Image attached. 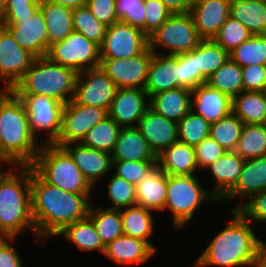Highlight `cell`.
I'll list each match as a JSON object with an SVG mask.
<instances>
[{
	"label": "cell",
	"mask_w": 266,
	"mask_h": 267,
	"mask_svg": "<svg viewBox=\"0 0 266 267\" xmlns=\"http://www.w3.org/2000/svg\"><path fill=\"white\" fill-rule=\"evenodd\" d=\"M90 194L63 191L45 182L31 167V213L37 243L88 217Z\"/></svg>",
	"instance_id": "obj_1"
},
{
	"label": "cell",
	"mask_w": 266,
	"mask_h": 267,
	"mask_svg": "<svg viewBox=\"0 0 266 267\" xmlns=\"http://www.w3.org/2000/svg\"><path fill=\"white\" fill-rule=\"evenodd\" d=\"M33 135L24 103L11 90L0 92V162L30 166L43 144Z\"/></svg>",
	"instance_id": "obj_2"
},
{
	"label": "cell",
	"mask_w": 266,
	"mask_h": 267,
	"mask_svg": "<svg viewBox=\"0 0 266 267\" xmlns=\"http://www.w3.org/2000/svg\"><path fill=\"white\" fill-rule=\"evenodd\" d=\"M233 219L208 244L194 267L221 266L237 267L255 265L259 243L252 227L238 210L230 209Z\"/></svg>",
	"instance_id": "obj_3"
},
{
	"label": "cell",
	"mask_w": 266,
	"mask_h": 267,
	"mask_svg": "<svg viewBox=\"0 0 266 267\" xmlns=\"http://www.w3.org/2000/svg\"><path fill=\"white\" fill-rule=\"evenodd\" d=\"M0 168V237L16 238L29 229L36 236L31 213V166ZM21 168V169H20Z\"/></svg>",
	"instance_id": "obj_4"
},
{
	"label": "cell",
	"mask_w": 266,
	"mask_h": 267,
	"mask_svg": "<svg viewBox=\"0 0 266 267\" xmlns=\"http://www.w3.org/2000/svg\"><path fill=\"white\" fill-rule=\"evenodd\" d=\"M77 75L73 69L43 56L35 58L11 91L15 95L48 96L66 104L73 99Z\"/></svg>",
	"instance_id": "obj_5"
},
{
	"label": "cell",
	"mask_w": 266,
	"mask_h": 267,
	"mask_svg": "<svg viewBox=\"0 0 266 267\" xmlns=\"http://www.w3.org/2000/svg\"><path fill=\"white\" fill-rule=\"evenodd\" d=\"M32 169L47 183L70 193H91L93 187L70 154L54 144L41 146Z\"/></svg>",
	"instance_id": "obj_6"
},
{
	"label": "cell",
	"mask_w": 266,
	"mask_h": 267,
	"mask_svg": "<svg viewBox=\"0 0 266 267\" xmlns=\"http://www.w3.org/2000/svg\"><path fill=\"white\" fill-rule=\"evenodd\" d=\"M199 178L194 176L167 175V191L164 211L170 209L176 229H180L193 218L194 212L206 200L218 201L201 187Z\"/></svg>",
	"instance_id": "obj_7"
},
{
	"label": "cell",
	"mask_w": 266,
	"mask_h": 267,
	"mask_svg": "<svg viewBox=\"0 0 266 267\" xmlns=\"http://www.w3.org/2000/svg\"><path fill=\"white\" fill-rule=\"evenodd\" d=\"M202 40L189 12L172 14L148 36V47L154 54L161 47L170 50L168 55H180L194 50Z\"/></svg>",
	"instance_id": "obj_8"
},
{
	"label": "cell",
	"mask_w": 266,
	"mask_h": 267,
	"mask_svg": "<svg viewBox=\"0 0 266 267\" xmlns=\"http://www.w3.org/2000/svg\"><path fill=\"white\" fill-rule=\"evenodd\" d=\"M47 57L80 73L86 69L99 67L100 46L73 30L63 41L50 46Z\"/></svg>",
	"instance_id": "obj_9"
},
{
	"label": "cell",
	"mask_w": 266,
	"mask_h": 267,
	"mask_svg": "<svg viewBox=\"0 0 266 267\" xmlns=\"http://www.w3.org/2000/svg\"><path fill=\"white\" fill-rule=\"evenodd\" d=\"M107 116L105 109L70 100L63 107L60 132L52 144L62 147L65 144L81 143L89 130Z\"/></svg>",
	"instance_id": "obj_10"
},
{
	"label": "cell",
	"mask_w": 266,
	"mask_h": 267,
	"mask_svg": "<svg viewBox=\"0 0 266 267\" xmlns=\"http://www.w3.org/2000/svg\"><path fill=\"white\" fill-rule=\"evenodd\" d=\"M0 25L11 33L22 48L36 58L47 56L49 35L40 9L31 17H2Z\"/></svg>",
	"instance_id": "obj_11"
},
{
	"label": "cell",
	"mask_w": 266,
	"mask_h": 267,
	"mask_svg": "<svg viewBox=\"0 0 266 267\" xmlns=\"http://www.w3.org/2000/svg\"><path fill=\"white\" fill-rule=\"evenodd\" d=\"M26 108L30 129L36 137V133L45 132V143L52 144L58 137L62 111L65 104L60 101L43 95H16Z\"/></svg>",
	"instance_id": "obj_12"
},
{
	"label": "cell",
	"mask_w": 266,
	"mask_h": 267,
	"mask_svg": "<svg viewBox=\"0 0 266 267\" xmlns=\"http://www.w3.org/2000/svg\"><path fill=\"white\" fill-rule=\"evenodd\" d=\"M117 89L100 66L86 69L76 77L72 100L77 104L99 107L108 112Z\"/></svg>",
	"instance_id": "obj_13"
},
{
	"label": "cell",
	"mask_w": 266,
	"mask_h": 267,
	"mask_svg": "<svg viewBox=\"0 0 266 267\" xmlns=\"http://www.w3.org/2000/svg\"><path fill=\"white\" fill-rule=\"evenodd\" d=\"M153 55L147 47L142 53L127 59L100 58L99 66L117 88L144 89Z\"/></svg>",
	"instance_id": "obj_14"
},
{
	"label": "cell",
	"mask_w": 266,
	"mask_h": 267,
	"mask_svg": "<svg viewBox=\"0 0 266 267\" xmlns=\"http://www.w3.org/2000/svg\"><path fill=\"white\" fill-rule=\"evenodd\" d=\"M148 47V37L138 28L121 21L107 27L100 45V58L127 59Z\"/></svg>",
	"instance_id": "obj_15"
},
{
	"label": "cell",
	"mask_w": 266,
	"mask_h": 267,
	"mask_svg": "<svg viewBox=\"0 0 266 267\" xmlns=\"http://www.w3.org/2000/svg\"><path fill=\"white\" fill-rule=\"evenodd\" d=\"M35 58L17 43L5 27L0 25V77L6 83L2 90H11Z\"/></svg>",
	"instance_id": "obj_16"
},
{
	"label": "cell",
	"mask_w": 266,
	"mask_h": 267,
	"mask_svg": "<svg viewBox=\"0 0 266 267\" xmlns=\"http://www.w3.org/2000/svg\"><path fill=\"white\" fill-rule=\"evenodd\" d=\"M149 99L145 89L118 88L108 110V116L120 127H137L150 107Z\"/></svg>",
	"instance_id": "obj_17"
},
{
	"label": "cell",
	"mask_w": 266,
	"mask_h": 267,
	"mask_svg": "<svg viewBox=\"0 0 266 267\" xmlns=\"http://www.w3.org/2000/svg\"><path fill=\"white\" fill-rule=\"evenodd\" d=\"M137 128L156 156L178 141L177 123L166 119L150 107L138 122Z\"/></svg>",
	"instance_id": "obj_18"
},
{
	"label": "cell",
	"mask_w": 266,
	"mask_h": 267,
	"mask_svg": "<svg viewBox=\"0 0 266 267\" xmlns=\"http://www.w3.org/2000/svg\"><path fill=\"white\" fill-rule=\"evenodd\" d=\"M231 0H195L189 13L202 39H213L230 16Z\"/></svg>",
	"instance_id": "obj_19"
},
{
	"label": "cell",
	"mask_w": 266,
	"mask_h": 267,
	"mask_svg": "<svg viewBox=\"0 0 266 267\" xmlns=\"http://www.w3.org/2000/svg\"><path fill=\"white\" fill-rule=\"evenodd\" d=\"M71 145V146H70ZM62 146L73 158L85 179L94 188L100 177L112 170L113 162L110 153L83 146L81 143Z\"/></svg>",
	"instance_id": "obj_20"
},
{
	"label": "cell",
	"mask_w": 266,
	"mask_h": 267,
	"mask_svg": "<svg viewBox=\"0 0 266 267\" xmlns=\"http://www.w3.org/2000/svg\"><path fill=\"white\" fill-rule=\"evenodd\" d=\"M191 98V110L210 124L232 112L233 99L206 83L194 88Z\"/></svg>",
	"instance_id": "obj_21"
},
{
	"label": "cell",
	"mask_w": 266,
	"mask_h": 267,
	"mask_svg": "<svg viewBox=\"0 0 266 267\" xmlns=\"http://www.w3.org/2000/svg\"><path fill=\"white\" fill-rule=\"evenodd\" d=\"M179 87L178 55L154 54L149 65L145 91L149 98Z\"/></svg>",
	"instance_id": "obj_22"
},
{
	"label": "cell",
	"mask_w": 266,
	"mask_h": 267,
	"mask_svg": "<svg viewBox=\"0 0 266 267\" xmlns=\"http://www.w3.org/2000/svg\"><path fill=\"white\" fill-rule=\"evenodd\" d=\"M111 157L112 161H157L137 127L121 128Z\"/></svg>",
	"instance_id": "obj_23"
},
{
	"label": "cell",
	"mask_w": 266,
	"mask_h": 267,
	"mask_svg": "<svg viewBox=\"0 0 266 267\" xmlns=\"http://www.w3.org/2000/svg\"><path fill=\"white\" fill-rule=\"evenodd\" d=\"M167 174L158 165L135 186L136 205L149 210L162 211L165 207Z\"/></svg>",
	"instance_id": "obj_24"
},
{
	"label": "cell",
	"mask_w": 266,
	"mask_h": 267,
	"mask_svg": "<svg viewBox=\"0 0 266 267\" xmlns=\"http://www.w3.org/2000/svg\"><path fill=\"white\" fill-rule=\"evenodd\" d=\"M244 159L235 151H229L211 163L206 169L211 170L216 181V188L211 193L222 200L238 183Z\"/></svg>",
	"instance_id": "obj_25"
},
{
	"label": "cell",
	"mask_w": 266,
	"mask_h": 267,
	"mask_svg": "<svg viewBox=\"0 0 266 267\" xmlns=\"http://www.w3.org/2000/svg\"><path fill=\"white\" fill-rule=\"evenodd\" d=\"M156 251L144 240L122 235L105 246L104 255L119 264L144 263Z\"/></svg>",
	"instance_id": "obj_26"
},
{
	"label": "cell",
	"mask_w": 266,
	"mask_h": 267,
	"mask_svg": "<svg viewBox=\"0 0 266 267\" xmlns=\"http://www.w3.org/2000/svg\"><path fill=\"white\" fill-rule=\"evenodd\" d=\"M157 165L167 175L194 176L198 170L194 147L180 141L157 156Z\"/></svg>",
	"instance_id": "obj_27"
},
{
	"label": "cell",
	"mask_w": 266,
	"mask_h": 267,
	"mask_svg": "<svg viewBox=\"0 0 266 267\" xmlns=\"http://www.w3.org/2000/svg\"><path fill=\"white\" fill-rule=\"evenodd\" d=\"M265 189L266 155L244 161L238 183L222 200L238 197L247 199Z\"/></svg>",
	"instance_id": "obj_28"
},
{
	"label": "cell",
	"mask_w": 266,
	"mask_h": 267,
	"mask_svg": "<svg viewBox=\"0 0 266 267\" xmlns=\"http://www.w3.org/2000/svg\"><path fill=\"white\" fill-rule=\"evenodd\" d=\"M192 91L178 87L150 97V108L166 119L178 123L190 110Z\"/></svg>",
	"instance_id": "obj_29"
},
{
	"label": "cell",
	"mask_w": 266,
	"mask_h": 267,
	"mask_svg": "<svg viewBox=\"0 0 266 267\" xmlns=\"http://www.w3.org/2000/svg\"><path fill=\"white\" fill-rule=\"evenodd\" d=\"M229 58V53L213 39H203L195 48L196 87L206 83Z\"/></svg>",
	"instance_id": "obj_30"
},
{
	"label": "cell",
	"mask_w": 266,
	"mask_h": 267,
	"mask_svg": "<svg viewBox=\"0 0 266 267\" xmlns=\"http://www.w3.org/2000/svg\"><path fill=\"white\" fill-rule=\"evenodd\" d=\"M49 35V48L73 32L72 8L40 0V7Z\"/></svg>",
	"instance_id": "obj_31"
},
{
	"label": "cell",
	"mask_w": 266,
	"mask_h": 267,
	"mask_svg": "<svg viewBox=\"0 0 266 267\" xmlns=\"http://www.w3.org/2000/svg\"><path fill=\"white\" fill-rule=\"evenodd\" d=\"M230 17L239 21L252 35L266 34V6L260 0H231Z\"/></svg>",
	"instance_id": "obj_32"
},
{
	"label": "cell",
	"mask_w": 266,
	"mask_h": 267,
	"mask_svg": "<svg viewBox=\"0 0 266 267\" xmlns=\"http://www.w3.org/2000/svg\"><path fill=\"white\" fill-rule=\"evenodd\" d=\"M152 210L134 205L120 209L123 234L146 241L155 251L156 248L148 240L154 230Z\"/></svg>",
	"instance_id": "obj_33"
},
{
	"label": "cell",
	"mask_w": 266,
	"mask_h": 267,
	"mask_svg": "<svg viewBox=\"0 0 266 267\" xmlns=\"http://www.w3.org/2000/svg\"><path fill=\"white\" fill-rule=\"evenodd\" d=\"M65 236L67 241L72 242L81 251L98 250L104 254L105 246L97 234L93 221L86 217L67 225L57 236Z\"/></svg>",
	"instance_id": "obj_34"
},
{
	"label": "cell",
	"mask_w": 266,
	"mask_h": 267,
	"mask_svg": "<svg viewBox=\"0 0 266 267\" xmlns=\"http://www.w3.org/2000/svg\"><path fill=\"white\" fill-rule=\"evenodd\" d=\"M232 112L243 124H266V106L262 92L242 91L233 99Z\"/></svg>",
	"instance_id": "obj_35"
},
{
	"label": "cell",
	"mask_w": 266,
	"mask_h": 267,
	"mask_svg": "<svg viewBox=\"0 0 266 267\" xmlns=\"http://www.w3.org/2000/svg\"><path fill=\"white\" fill-rule=\"evenodd\" d=\"M242 79V67L228 58L207 78L206 84L234 99L243 91Z\"/></svg>",
	"instance_id": "obj_36"
},
{
	"label": "cell",
	"mask_w": 266,
	"mask_h": 267,
	"mask_svg": "<svg viewBox=\"0 0 266 267\" xmlns=\"http://www.w3.org/2000/svg\"><path fill=\"white\" fill-rule=\"evenodd\" d=\"M88 217L93 221L104 246L123 235L120 209L90 206Z\"/></svg>",
	"instance_id": "obj_37"
},
{
	"label": "cell",
	"mask_w": 266,
	"mask_h": 267,
	"mask_svg": "<svg viewBox=\"0 0 266 267\" xmlns=\"http://www.w3.org/2000/svg\"><path fill=\"white\" fill-rule=\"evenodd\" d=\"M121 128L110 116H107L89 130L81 144L111 154Z\"/></svg>",
	"instance_id": "obj_38"
},
{
	"label": "cell",
	"mask_w": 266,
	"mask_h": 267,
	"mask_svg": "<svg viewBox=\"0 0 266 267\" xmlns=\"http://www.w3.org/2000/svg\"><path fill=\"white\" fill-rule=\"evenodd\" d=\"M235 152L244 160L266 155V124H244Z\"/></svg>",
	"instance_id": "obj_39"
},
{
	"label": "cell",
	"mask_w": 266,
	"mask_h": 267,
	"mask_svg": "<svg viewBox=\"0 0 266 267\" xmlns=\"http://www.w3.org/2000/svg\"><path fill=\"white\" fill-rule=\"evenodd\" d=\"M229 58L241 67L266 65V34L251 35L229 52Z\"/></svg>",
	"instance_id": "obj_40"
},
{
	"label": "cell",
	"mask_w": 266,
	"mask_h": 267,
	"mask_svg": "<svg viewBox=\"0 0 266 267\" xmlns=\"http://www.w3.org/2000/svg\"><path fill=\"white\" fill-rule=\"evenodd\" d=\"M243 122L231 112L210 126V135L227 152L235 151L241 137Z\"/></svg>",
	"instance_id": "obj_41"
},
{
	"label": "cell",
	"mask_w": 266,
	"mask_h": 267,
	"mask_svg": "<svg viewBox=\"0 0 266 267\" xmlns=\"http://www.w3.org/2000/svg\"><path fill=\"white\" fill-rule=\"evenodd\" d=\"M211 124L202 116L190 110L178 123V141L197 146L210 135Z\"/></svg>",
	"instance_id": "obj_42"
},
{
	"label": "cell",
	"mask_w": 266,
	"mask_h": 267,
	"mask_svg": "<svg viewBox=\"0 0 266 267\" xmlns=\"http://www.w3.org/2000/svg\"><path fill=\"white\" fill-rule=\"evenodd\" d=\"M73 29L89 40L101 45L107 26L98 21L87 5L72 9Z\"/></svg>",
	"instance_id": "obj_43"
},
{
	"label": "cell",
	"mask_w": 266,
	"mask_h": 267,
	"mask_svg": "<svg viewBox=\"0 0 266 267\" xmlns=\"http://www.w3.org/2000/svg\"><path fill=\"white\" fill-rule=\"evenodd\" d=\"M251 35L245 26L229 16L213 40L229 53Z\"/></svg>",
	"instance_id": "obj_44"
},
{
	"label": "cell",
	"mask_w": 266,
	"mask_h": 267,
	"mask_svg": "<svg viewBox=\"0 0 266 267\" xmlns=\"http://www.w3.org/2000/svg\"><path fill=\"white\" fill-rule=\"evenodd\" d=\"M108 196L113 203L112 206L108 207L111 209H121L136 205L135 185L116 174H113L109 179Z\"/></svg>",
	"instance_id": "obj_45"
},
{
	"label": "cell",
	"mask_w": 266,
	"mask_h": 267,
	"mask_svg": "<svg viewBox=\"0 0 266 267\" xmlns=\"http://www.w3.org/2000/svg\"><path fill=\"white\" fill-rule=\"evenodd\" d=\"M115 8L119 21L138 28L144 33V0H116Z\"/></svg>",
	"instance_id": "obj_46"
},
{
	"label": "cell",
	"mask_w": 266,
	"mask_h": 267,
	"mask_svg": "<svg viewBox=\"0 0 266 267\" xmlns=\"http://www.w3.org/2000/svg\"><path fill=\"white\" fill-rule=\"evenodd\" d=\"M112 170L117 176L137 185L156 165L157 161H112Z\"/></svg>",
	"instance_id": "obj_47"
},
{
	"label": "cell",
	"mask_w": 266,
	"mask_h": 267,
	"mask_svg": "<svg viewBox=\"0 0 266 267\" xmlns=\"http://www.w3.org/2000/svg\"><path fill=\"white\" fill-rule=\"evenodd\" d=\"M144 34L148 37L159 28L172 13L161 0H144Z\"/></svg>",
	"instance_id": "obj_48"
},
{
	"label": "cell",
	"mask_w": 266,
	"mask_h": 267,
	"mask_svg": "<svg viewBox=\"0 0 266 267\" xmlns=\"http://www.w3.org/2000/svg\"><path fill=\"white\" fill-rule=\"evenodd\" d=\"M238 210L247 220L252 222H266V189L254 194L247 202L232 208Z\"/></svg>",
	"instance_id": "obj_49"
},
{
	"label": "cell",
	"mask_w": 266,
	"mask_h": 267,
	"mask_svg": "<svg viewBox=\"0 0 266 267\" xmlns=\"http://www.w3.org/2000/svg\"><path fill=\"white\" fill-rule=\"evenodd\" d=\"M194 149L198 169L207 168L211 163L227 153V151L211 137L205 138L201 143L195 146Z\"/></svg>",
	"instance_id": "obj_50"
},
{
	"label": "cell",
	"mask_w": 266,
	"mask_h": 267,
	"mask_svg": "<svg viewBox=\"0 0 266 267\" xmlns=\"http://www.w3.org/2000/svg\"><path fill=\"white\" fill-rule=\"evenodd\" d=\"M179 87L192 91L196 88L195 49L178 55Z\"/></svg>",
	"instance_id": "obj_51"
},
{
	"label": "cell",
	"mask_w": 266,
	"mask_h": 267,
	"mask_svg": "<svg viewBox=\"0 0 266 267\" xmlns=\"http://www.w3.org/2000/svg\"><path fill=\"white\" fill-rule=\"evenodd\" d=\"M243 91L261 92L266 87V65L242 67Z\"/></svg>",
	"instance_id": "obj_52"
},
{
	"label": "cell",
	"mask_w": 266,
	"mask_h": 267,
	"mask_svg": "<svg viewBox=\"0 0 266 267\" xmlns=\"http://www.w3.org/2000/svg\"><path fill=\"white\" fill-rule=\"evenodd\" d=\"M86 5L97 20L107 27L119 21L116 15V0H87Z\"/></svg>",
	"instance_id": "obj_53"
},
{
	"label": "cell",
	"mask_w": 266,
	"mask_h": 267,
	"mask_svg": "<svg viewBox=\"0 0 266 267\" xmlns=\"http://www.w3.org/2000/svg\"><path fill=\"white\" fill-rule=\"evenodd\" d=\"M40 7V0H7L3 17H31Z\"/></svg>",
	"instance_id": "obj_54"
},
{
	"label": "cell",
	"mask_w": 266,
	"mask_h": 267,
	"mask_svg": "<svg viewBox=\"0 0 266 267\" xmlns=\"http://www.w3.org/2000/svg\"><path fill=\"white\" fill-rule=\"evenodd\" d=\"M15 238L0 237V267H23L17 250L7 240Z\"/></svg>",
	"instance_id": "obj_55"
},
{
	"label": "cell",
	"mask_w": 266,
	"mask_h": 267,
	"mask_svg": "<svg viewBox=\"0 0 266 267\" xmlns=\"http://www.w3.org/2000/svg\"><path fill=\"white\" fill-rule=\"evenodd\" d=\"M172 14L188 13L195 0H161Z\"/></svg>",
	"instance_id": "obj_56"
},
{
	"label": "cell",
	"mask_w": 266,
	"mask_h": 267,
	"mask_svg": "<svg viewBox=\"0 0 266 267\" xmlns=\"http://www.w3.org/2000/svg\"><path fill=\"white\" fill-rule=\"evenodd\" d=\"M254 267H266V243L264 241L259 243Z\"/></svg>",
	"instance_id": "obj_57"
},
{
	"label": "cell",
	"mask_w": 266,
	"mask_h": 267,
	"mask_svg": "<svg viewBox=\"0 0 266 267\" xmlns=\"http://www.w3.org/2000/svg\"><path fill=\"white\" fill-rule=\"evenodd\" d=\"M42 1L56 3L72 9L77 7H82L87 4V0H42Z\"/></svg>",
	"instance_id": "obj_58"
},
{
	"label": "cell",
	"mask_w": 266,
	"mask_h": 267,
	"mask_svg": "<svg viewBox=\"0 0 266 267\" xmlns=\"http://www.w3.org/2000/svg\"><path fill=\"white\" fill-rule=\"evenodd\" d=\"M6 2L7 0H0V21L5 13Z\"/></svg>",
	"instance_id": "obj_59"
},
{
	"label": "cell",
	"mask_w": 266,
	"mask_h": 267,
	"mask_svg": "<svg viewBox=\"0 0 266 267\" xmlns=\"http://www.w3.org/2000/svg\"><path fill=\"white\" fill-rule=\"evenodd\" d=\"M261 92L263 94V98H264V102H265V106H266V87Z\"/></svg>",
	"instance_id": "obj_60"
}]
</instances>
